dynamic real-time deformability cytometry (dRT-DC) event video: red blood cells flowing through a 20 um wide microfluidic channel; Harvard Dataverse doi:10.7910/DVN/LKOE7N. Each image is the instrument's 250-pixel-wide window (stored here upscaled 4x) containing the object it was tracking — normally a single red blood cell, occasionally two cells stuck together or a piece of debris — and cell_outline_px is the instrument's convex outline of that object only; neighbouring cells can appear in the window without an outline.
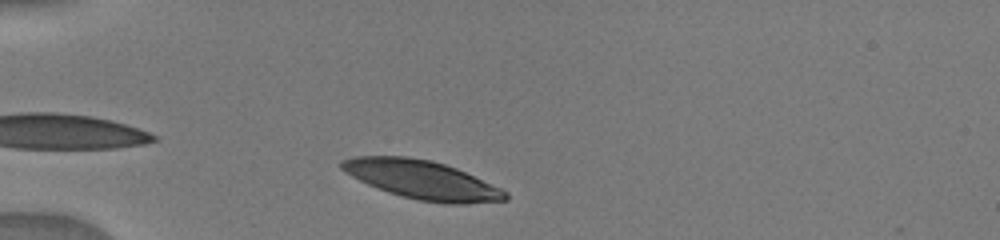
{"species": "human", "species_latin": "Homo sapiens", "temperature_condition": "warm", "stored_images_in_passage": 38, "camera_frame_rate_fps": 3000, "um_per_image_px": 0.085, "donor": {"sex": "male"}, "frame": {"image": 1, "passage_image": 3, "time_ms": 0.667, "image_size_px": [1000, 240], "cell_outline_px": [[508, 200], [464, 204], [448, 204], [420, 200], [400, 196], [388, 192], [368, 184], [344, 172], [340, 168], [340, 160], [352, 156], [408, 156], [432, 160], [456, 168], [500, 188], [508, 192]], "centroid_in_image_um": [35.85, 15.27], "position_along_channel_um": 49.1, "area_um2": 36.82}}
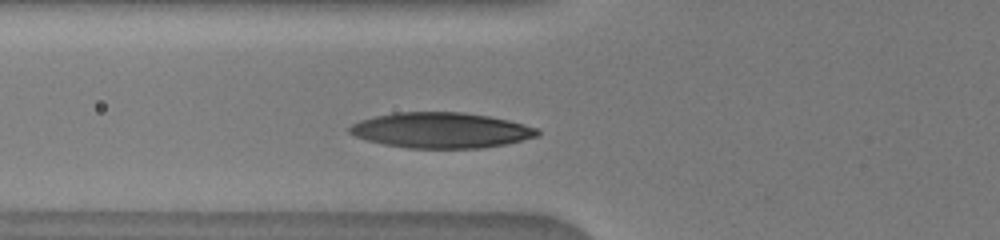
{"frame": {"image": 2, "passage_image": 12, "time_ms": 2.333, "image_size_px": [1000, 240], "cell_outline_px": [[540, 136], [504, 144], [480, 148], [408, 148], [384, 144], [368, 140], [356, 136], [348, 132], [348, 128], [352, 124], [360, 120], [392, 112], [464, 112], [488, 116], [508, 120], [540, 128]], "centroid_in_image_um": [37.51, 11.07], "position_along_channel_um": 88.3, "area_um2": 38.9}}
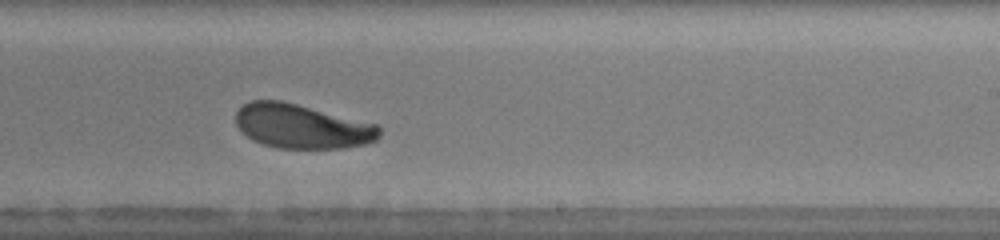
{"frame": {"image": 3, "passage_image": 28, "time_ms": 6.667, "image_size_px": [1000, 240], "cell_outline_px": [[380, 136], [376, 140], [364, 144], [344, 148], [276, 148], [252, 140], [236, 124], [236, 112], [244, 104], [252, 100], [280, 100], [376, 124], [380, 128]], "centroid_in_image_um": [25.65, 10.74], "position_along_channel_um": 263.3, "area_um2": 36.65}}